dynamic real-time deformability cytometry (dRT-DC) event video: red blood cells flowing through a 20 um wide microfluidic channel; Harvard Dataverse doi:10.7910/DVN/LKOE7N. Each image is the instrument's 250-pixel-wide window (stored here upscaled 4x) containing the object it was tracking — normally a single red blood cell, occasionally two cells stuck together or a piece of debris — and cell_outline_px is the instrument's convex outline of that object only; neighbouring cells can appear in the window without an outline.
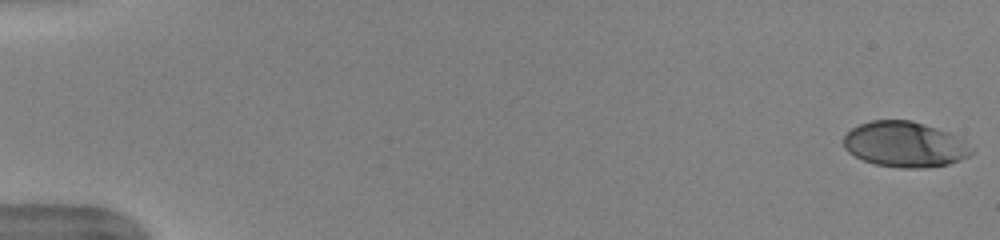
{"species": "human", "species_latin": "Homo sapiens", "temperature_condition": "warm", "stored_images_in_passage": 49, "camera_frame_rate_fps": 3000, "um_per_image_px": 0.085, "donor": {"sex": "female"}, "frame": {"image": 1, "passage_image": 1, "time_ms": 0.0, "image_size_px": [1000, 240], "cell_outline_px": [[976, 148], [968, 156], [960, 160], [948, 164], [920, 168], [900, 168], [876, 164], [864, 160], [848, 152], [844, 148], [844, 136], [852, 128], [860, 124], [872, 120], [912, 120], [948, 132], [956, 136]], "centroid_in_image_um": [76.92, 12.27], "position_along_channel_um": 8.1, "area_um2": 33.81}}
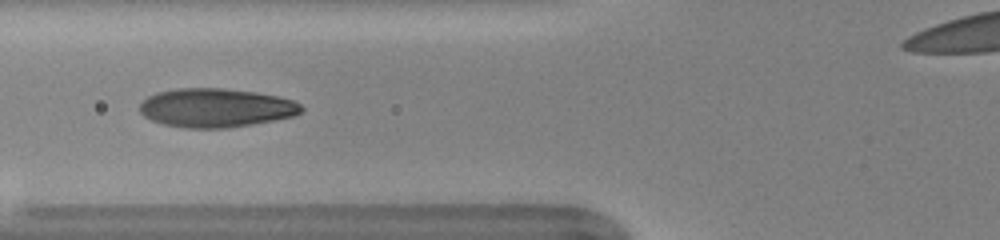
{"frame": {"image": 2, "passage_image": 21, "time_ms": 6.667, "image_size_px": [1000, 240], "cell_outline_px": [[304, 108], [300, 112], [292, 116], [252, 124], [228, 128], [184, 128], [164, 124], [152, 120], [144, 116], [140, 112], [140, 104], [148, 96], [156, 92], [176, 88], [224, 88], [256, 92], [276, 96], [292, 100], [300, 104]], "centroid_in_image_um": [18.32, 9.16], "position_along_channel_um": 107.5, "area_um2": 36.47}}
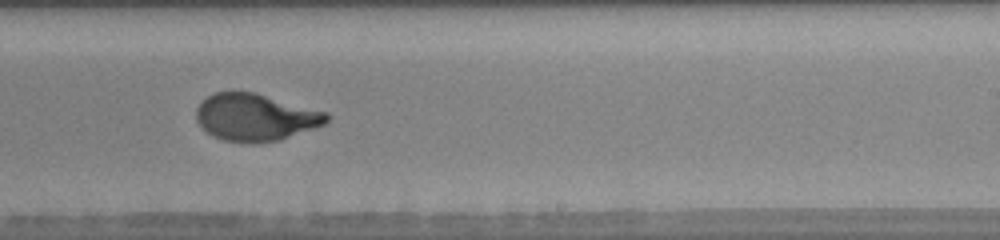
{"frame": {"image": 3, "passage_image": 33, "time_ms": 10.667, "image_size_px": [1000, 240], "cell_outline_px": [[328, 120], [324, 124], [316, 128], [280, 140], [256, 144], [252, 144], [224, 140], [212, 136], [196, 120], [196, 108], [208, 96], [216, 92], [256, 92], [328, 112]], "centroid_in_image_um": [21.74, 9.98], "position_along_channel_um": 267.3, "area_um2": 36.01}}